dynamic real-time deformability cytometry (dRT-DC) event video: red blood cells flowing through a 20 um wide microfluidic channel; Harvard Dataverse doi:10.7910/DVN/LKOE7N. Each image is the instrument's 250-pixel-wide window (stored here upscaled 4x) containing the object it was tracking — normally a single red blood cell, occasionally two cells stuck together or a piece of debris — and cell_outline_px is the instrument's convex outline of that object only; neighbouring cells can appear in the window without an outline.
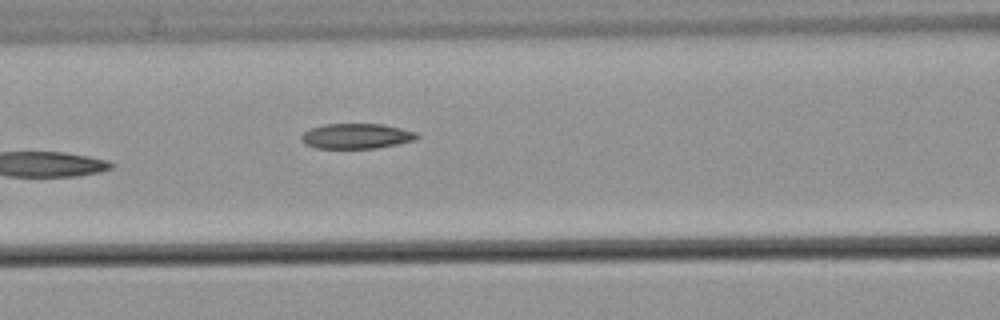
{"species": "common noctule bat (a hibernating species)", "species_latin": "Nyctalus noctula", "temperature_condition": "warm", "stored_images_in_passage": 6, "camera_frame_rate_fps": 3000, "um_per_image_px": 0.085, "animal": {"sex": "male", "body_mass_g": 21.5, "forearm_length_mm": 52.0}, "frame": {"image": 1, "passage_image": 6, "time_ms": 6.0, "image_size_px": [1000, 320], "cell_outline_px": [[420, 136], [416, 140], [376, 148], [316, 148], [304, 144], [300, 140], [300, 136], [304, 132], [312, 128], [324, 124], [380, 124], [400, 128], [416, 132]], "centroid_in_image_um": [30.28, 11.57], "position_along_channel_um": 136.3, "area_um2": 16.94}}